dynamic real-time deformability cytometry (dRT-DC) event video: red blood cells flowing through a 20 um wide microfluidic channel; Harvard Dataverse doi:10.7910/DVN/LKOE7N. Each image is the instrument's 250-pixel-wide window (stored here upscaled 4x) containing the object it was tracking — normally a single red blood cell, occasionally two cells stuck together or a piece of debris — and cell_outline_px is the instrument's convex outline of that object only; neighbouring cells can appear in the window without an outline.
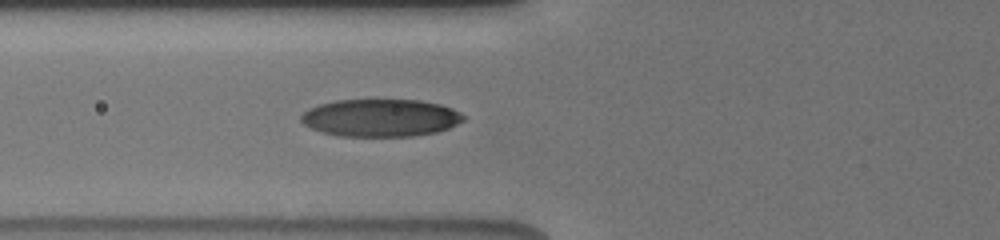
{"species": "human", "species_latin": "Homo sapiens", "temperature_condition": "cold", "stored_images_in_passage": 16, "camera_frame_rate_fps": 3000, "um_per_image_px": 0.085, "donor": {"sex": "male"}, "frame": {"image": 1, "passage_image": 5, "time_ms": 1.0, "image_size_px": [1000, 240], "cell_outline_px": [[464, 120], [448, 128], [436, 132], [412, 136], [340, 136], [324, 132], [312, 128], [304, 124], [300, 120], [300, 116], [308, 108], [320, 104], [336, 100], [420, 100], [440, 104], [452, 108], [460, 112], [464, 116]], "centroid_in_image_um": [32.35, 10.01], "position_along_channel_um": 93.5, "area_um2": 35.43}}